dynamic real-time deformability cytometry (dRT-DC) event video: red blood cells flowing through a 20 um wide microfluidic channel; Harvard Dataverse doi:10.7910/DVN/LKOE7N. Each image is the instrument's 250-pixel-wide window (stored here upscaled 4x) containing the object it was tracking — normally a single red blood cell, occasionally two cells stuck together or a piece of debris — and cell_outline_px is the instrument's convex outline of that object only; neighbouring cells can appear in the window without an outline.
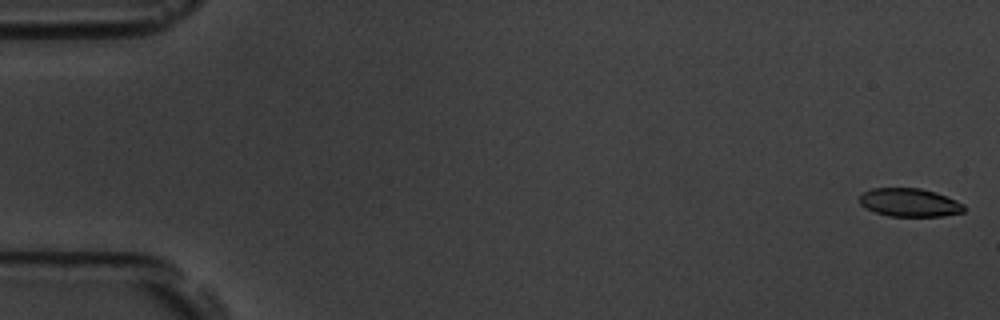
{"species": "common noctule bat (a hibernating species)", "species_latin": "Nyctalus noctula", "temperature_condition": "room temperature", "stored_images_in_passage": 9, "camera_frame_rate_fps": 3000, "um_per_image_px": 0.085, "animal": {"sex": "male", "body_mass_g": 19.5, "forearm_length_mm": 54.6}, "frame": {"image": 1, "passage_image": 1, "time_ms": 0.0, "image_size_px": [1000, 320], "cell_outline_px": [[968, 208], [964, 212], [944, 216], [888, 216], [864, 208], [860, 204], [860, 196], [864, 192], [872, 188], [920, 188], [936, 192], [956, 200], [964, 204]], "centroid_in_image_um": [77.35, 17.22], "position_along_channel_um": 7.7, "area_um2": 17.4}}
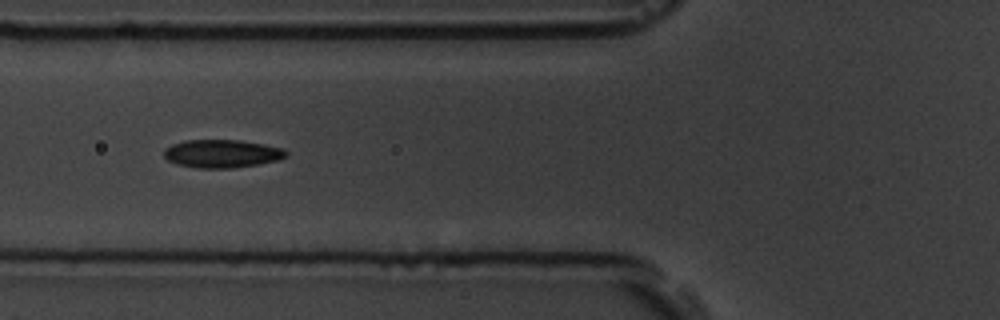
{"frame": {"image": 2, "passage_image": 7, "time_ms": 7.0, "image_size_px": [1000, 320], "cell_outline_px": [[288, 156], [280, 160], [260, 164], [232, 168], [196, 168], [176, 164], [168, 160], [164, 156], [164, 148], [172, 144], [184, 140], [240, 140], [264, 144], [284, 148], [288, 152]], "centroid_in_image_um": [18.89, 13.06], "position_along_channel_um": 106.9, "area_um2": 20.29}}
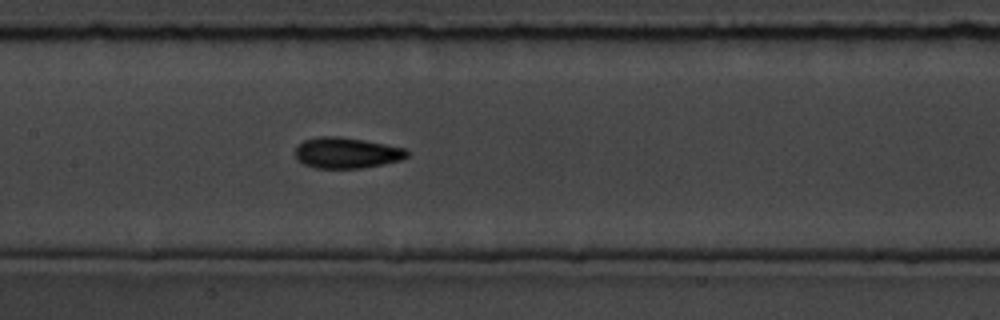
{"frame": {"image": 3, "passage_image": 9, "time_ms": 9.0, "image_size_px": [1000, 320], "cell_outline_px": [[408, 156], [400, 160], [384, 164], [360, 168], [316, 168], [304, 164], [296, 160], [292, 152], [296, 144], [304, 140], [320, 136], [340, 136], [364, 140], [404, 148], [408, 152]], "centroid_in_image_um": [29.37, 12.99], "position_along_channel_um": 178.0, "area_um2": 20.35}}